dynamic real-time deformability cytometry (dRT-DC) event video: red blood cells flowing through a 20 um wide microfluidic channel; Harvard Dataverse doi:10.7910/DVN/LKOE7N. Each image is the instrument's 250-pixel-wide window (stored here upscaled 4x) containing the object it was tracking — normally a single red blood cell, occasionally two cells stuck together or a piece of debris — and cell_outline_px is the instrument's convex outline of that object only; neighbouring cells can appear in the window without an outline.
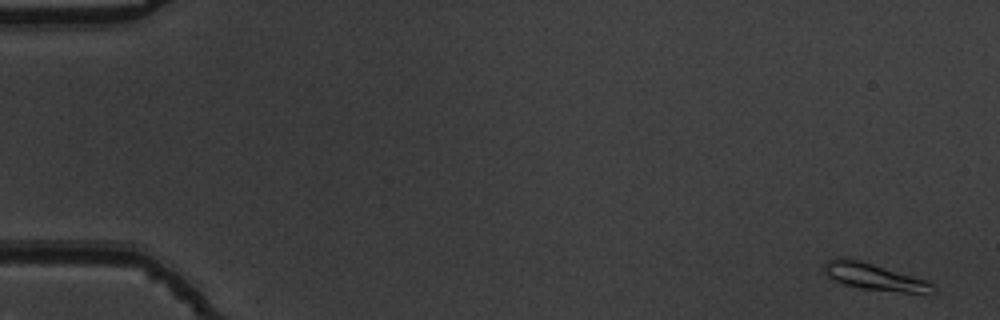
{"species": "common noctule bat (a hibernating species)", "species_latin": "Nyctalus noctula", "temperature_condition": "warm", "stored_images_in_passage": 55, "camera_frame_rate_fps": 3000, "um_per_image_px": 0.085, "animal": {"sex": "male", "body_mass_g": 19.5, "forearm_length_mm": 54.6}, "frame": {"image": 1, "passage_image": 2, "time_ms": 0.333, "image_size_px": [1000, 320], "cell_outline_px": [[936, 292], [904, 292], [860, 288], [844, 284], [828, 276], [824, 272], [824, 264], [828, 260], [836, 256], [860, 260], [928, 280], [936, 288]], "centroid_in_image_um": [74.3, 23.5], "position_along_channel_um": 10.7, "area_um2": 16.76}}
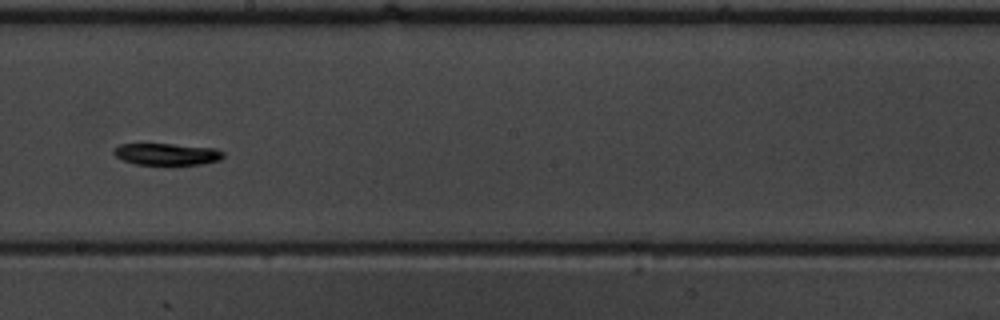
{"frame": {"image": 2, "passage_image": 32, "time_ms": 10.333, "image_size_px": [1000, 320], "cell_outline_px": [[224, 156], [220, 160], [204, 164], [172, 168], [136, 164], [124, 160], [116, 156], [112, 152], [112, 148], [120, 144], [172, 144], [216, 148], [224, 152]], "centroid_in_image_um": [14.21, 13.16], "position_along_channel_um": 234.0, "area_um2": 14.85}}
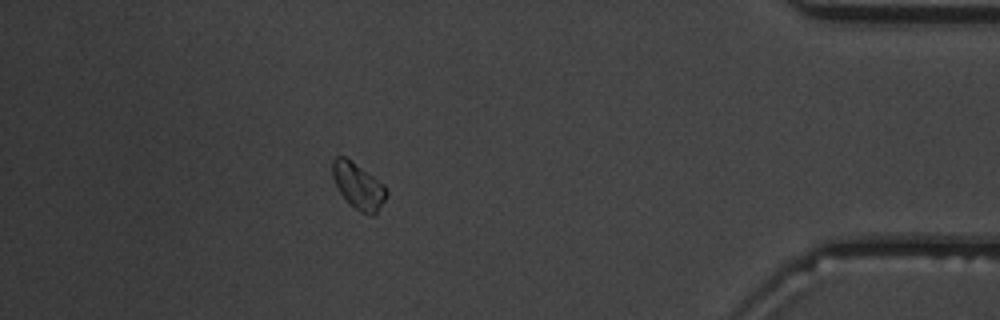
{"frame": {"image": 3, "passage_image": 49, "time_ms": 16.0, "image_size_px": [1000, 320], "cell_outline_px": [[388, 192], [384, 200], [376, 212], [372, 216], [368, 216], [360, 212], [340, 192], [332, 176], [332, 160], [336, 156], [344, 156], [384, 184]], "centroid_in_image_um": [30.45, 15.8], "position_along_channel_um": 404.7, "area_um2": 14.05}, "authors_computed_cell_mechanics": {"area_um2": 14.6234, "velocity_mm_per_s": 3.732, "shape_relaxation_time_tau1_ms": 4.1465, "shape_relaxation_time_tau2_ms": null, "deformation_change_tau1": 0.1048, "deformation_change_tau2": null}}